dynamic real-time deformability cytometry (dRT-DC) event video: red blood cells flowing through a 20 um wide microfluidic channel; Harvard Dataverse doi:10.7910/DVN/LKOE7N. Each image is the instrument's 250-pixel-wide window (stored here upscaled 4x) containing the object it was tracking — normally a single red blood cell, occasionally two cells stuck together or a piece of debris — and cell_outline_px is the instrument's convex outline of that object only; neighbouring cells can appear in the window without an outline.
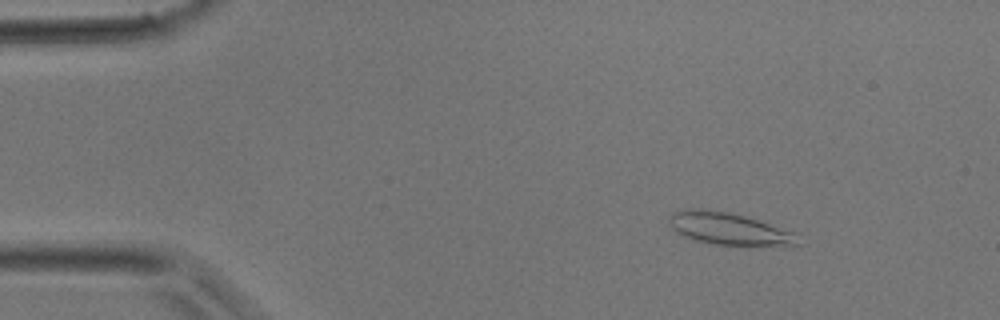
{"species": "common noctule bat (a hibernating species)", "species_latin": "Nyctalus noctula", "temperature_condition": "room temperature", "stored_images_in_passage": 40, "camera_frame_rate_fps": 3000, "um_per_image_px": 0.085, "animal": {"sex": "male", "body_mass_g": 17.9}, "frame": {"image": 1, "passage_image": 5, "time_ms": 1.333, "image_size_px": [1000, 320], "cell_outline_px": [[800, 244], [712, 244], [696, 240], [684, 236], [676, 232], [668, 224], [668, 216], [672, 212], [688, 208], [700, 208], [728, 212], [744, 216], [796, 232]], "centroid_in_image_um": [61.85, 19.4], "position_along_channel_um": 23.1, "area_um2": 23.7}}
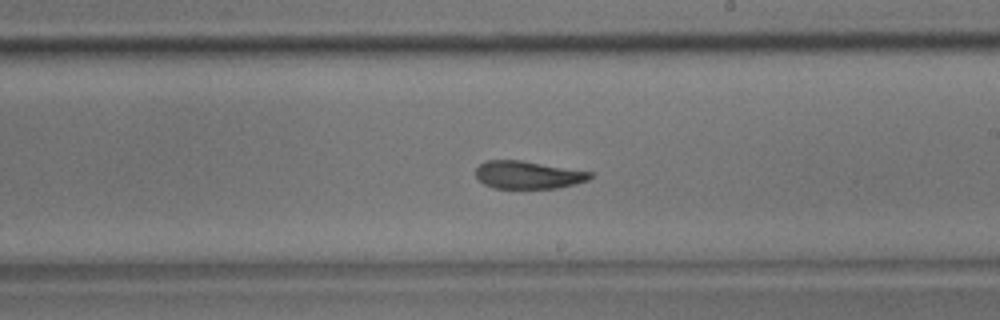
{"frame": {"image": 2, "passage_image": 23, "time_ms": 7.333, "image_size_px": [1000, 320], "cell_outline_px": [[596, 172], [588, 180], [576, 184], [556, 188], [492, 188], [484, 184], [476, 176], [476, 168], [484, 160], [524, 160]], "centroid_in_image_um": [44.93, 14.85], "position_along_channel_um": 244.1, "area_um2": 18.84}}
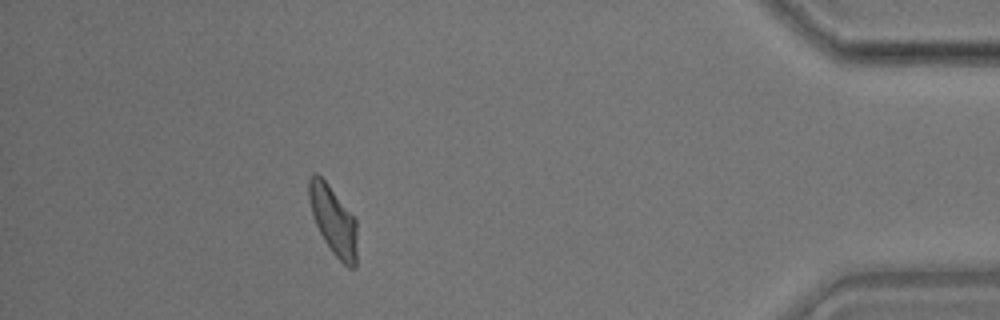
{"frame": {"image": 3, "passage_image": 36, "time_ms": 11.667, "image_size_px": [1000, 320], "cell_outline_px": [[356, 268], [348, 268], [332, 252], [324, 240], [312, 216], [308, 200], [308, 176], [312, 172], [316, 172], [328, 184], [356, 220]], "centroid_in_image_um": [28.3, 18.71], "position_along_channel_um": 406.9, "area_um2": 19.25}}